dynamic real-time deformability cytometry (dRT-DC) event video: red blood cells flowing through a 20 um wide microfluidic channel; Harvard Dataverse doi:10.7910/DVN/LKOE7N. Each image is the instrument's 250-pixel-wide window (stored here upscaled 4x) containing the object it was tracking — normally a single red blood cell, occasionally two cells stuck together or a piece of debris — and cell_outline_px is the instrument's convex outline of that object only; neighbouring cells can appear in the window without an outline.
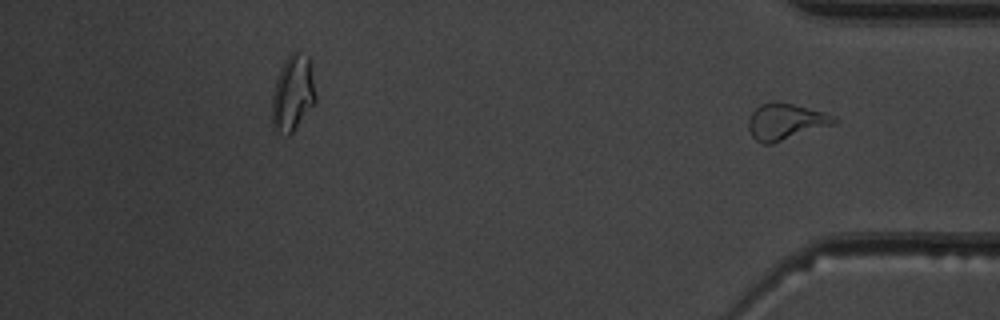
{"species": "common noctule bat (a hibernating species)", "species_latin": "Nyctalus noctula", "temperature_condition": "warm", "stored_images_in_passage": 31, "segment_of_instrument_passage": [2, 2], "camera_frame_rate_fps": 3000, "um_per_image_px": 0.085, "animal": {"sex": "male", "body_mass_g": 19.5, "forearm_length_mm": 54.6}, "frame": {"image": 1, "passage_image": 31, "time_ms": 10.0, "image_size_px": [1000, 320], "cell_outline_px": [[840, 120], [832, 124], [772, 144], [764, 144], [756, 140], [752, 136], [748, 128], [748, 120], [752, 112], [760, 104], [792, 104], [824, 112]], "centroid_in_image_um": [66.75, 10.37], "position_along_channel_um": 368.5, "area_um2": 17.46}}